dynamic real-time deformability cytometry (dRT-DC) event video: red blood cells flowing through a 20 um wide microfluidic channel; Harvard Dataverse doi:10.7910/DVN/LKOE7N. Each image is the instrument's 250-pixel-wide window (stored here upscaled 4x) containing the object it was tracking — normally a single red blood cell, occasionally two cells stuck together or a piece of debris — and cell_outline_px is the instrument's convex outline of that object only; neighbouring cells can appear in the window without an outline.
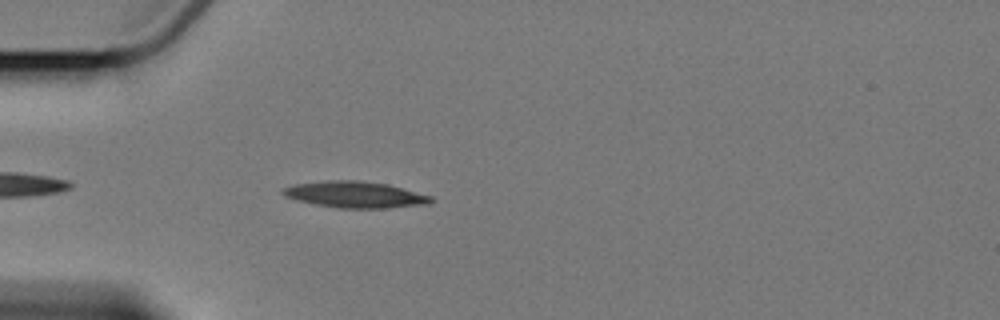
{"species": "Egyptian fruit bat (a non-hibernating species)", "species_latin": "Rousettus aegyptiacus", "temperature_condition": "cold", "stored_images_in_passage": 5, "camera_frame_rate_fps": 3000, "um_per_image_px": 0.085, "animal": {"sex": "female"}, "frame": {"image": 1, "passage_image": 5, "time_ms": 5.667, "image_size_px": [1000, 320], "cell_outline_px": [[432, 200], [428, 204], [384, 208], [336, 208], [296, 200], [284, 196], [280, 192], [284, 188], [296, 184], [328, 180], [360, 180], [388, 184], [432, 196]], "centroid_in_image_um": [30.17, 16.54], "position_along_channel_um": 54.8, "area_um2": 22.66}}